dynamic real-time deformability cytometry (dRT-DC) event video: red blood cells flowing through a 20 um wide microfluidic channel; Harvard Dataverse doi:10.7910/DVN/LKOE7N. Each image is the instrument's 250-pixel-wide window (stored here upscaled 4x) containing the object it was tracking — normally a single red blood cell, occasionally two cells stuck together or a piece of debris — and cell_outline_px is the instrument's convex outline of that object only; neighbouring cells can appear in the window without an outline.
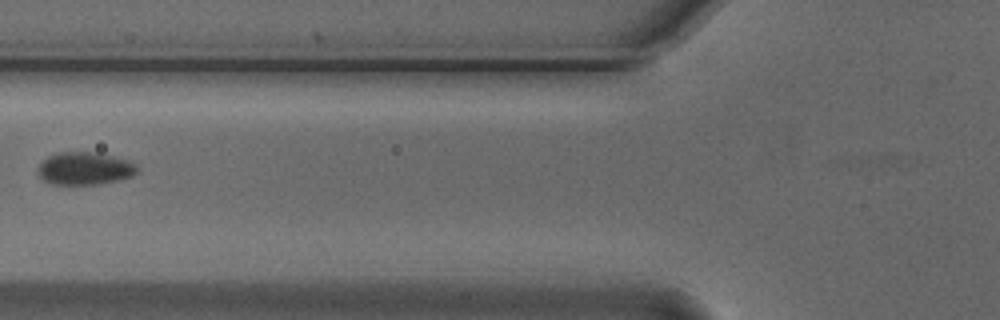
{"species": "Egyptian fruit bat (a non-hibernating species)", "species_latin": "Rousettus aegyptiacus", "temperature_condition": "cold", "stored_images_in_passage": 4, "camera_frame_rate_fps": 3000, "um_per_image_px": 0.085, "animal": {"sex": "male"}, "frame": {"image": 1, "passage_image": 3, "time_ms": 0.667, "image_size_px": [1000, 320], "cell_outline_px": [[136, 172], [132, 176], [116, 180], [96, 184], [48, 184], [36, 172], [36, 168], [48, 156], [56, 152], [92, 152], [112, 156], [128, 160], [136, 164]], "centroid_in_image_um": [7.14, 14.31], "position_along_channel_um": 118.7, "area_um2": 18.79}}
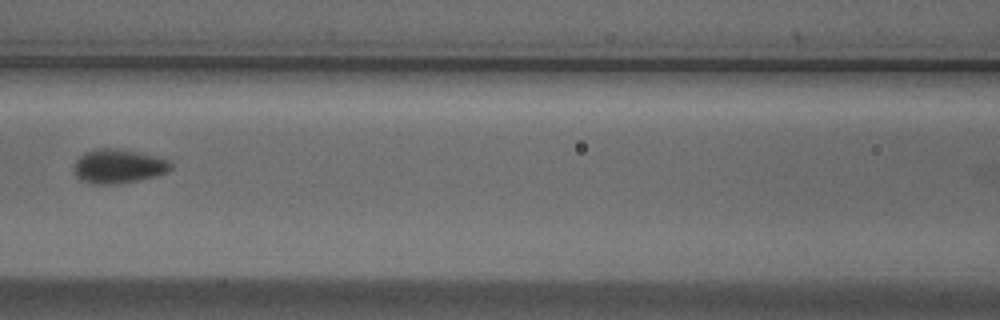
{"frame": {"image": 2, "passage_image": 4, "time_ms": 1.0, "image_size_px": [1000, 320], "cell_outline_px": [[172, 168], [168, 172], [156, 176], [140, 180], [120, 184], [96, 184], [80, 180], [72, 172], [72, 168], [76, 160], [84, 152], [96, 148], [116, 148], [140, 152], [160, 156], [168, 160], [172, 164]], "centroid_in_image_um": [10.06, 14.12], "position_along_channel_um": 156.5, "area_um2": 19.77}}